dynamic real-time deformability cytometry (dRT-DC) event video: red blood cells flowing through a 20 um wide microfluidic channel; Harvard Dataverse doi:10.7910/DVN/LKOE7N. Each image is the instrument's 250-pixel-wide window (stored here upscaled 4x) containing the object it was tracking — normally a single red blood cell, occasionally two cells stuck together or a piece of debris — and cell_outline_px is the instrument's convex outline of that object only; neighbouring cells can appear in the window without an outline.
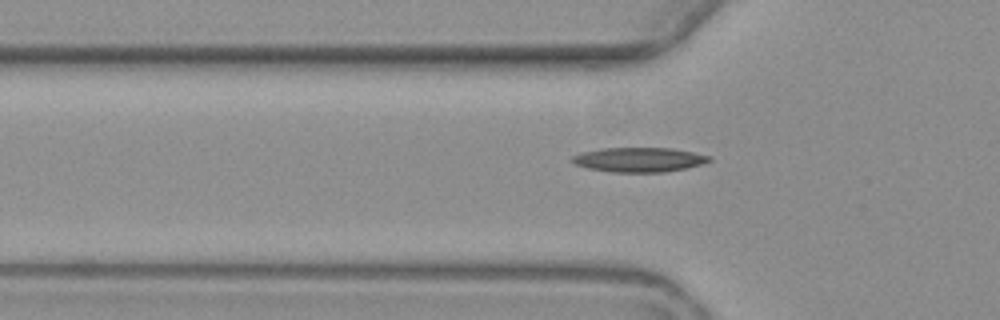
{"species": "common noctule bat (a hibernating species)", "species_latin": "Nyctalus noctula", "temperature_condition": "warm", "stored_images_in_passage": 7, "segment_of_instrument_passage": [2, 2], "camera_frame_rate_fps": 3000, "um_per_image_px": 0.085, "animal": {"sex": "female", "body_mass_g": 19.3, "forearm_length_mm": 54.1}, "frame": {"image": 1, "passage_image": 7, "time_ms": 7.667, "image_size_px": [1000, 320], "cell_outline_px": [[712, 160], [688, 168], [664, 172], [612, 172], [588, 168], [576, 164], [568, 160], [572, 156], [580, 152], [600, 148], [672, 148], [712, 156]], "centroid_in_image_um": [54.29, 13.57], "position_along_channel_um": 71.5, "area_um2": 19.71}}